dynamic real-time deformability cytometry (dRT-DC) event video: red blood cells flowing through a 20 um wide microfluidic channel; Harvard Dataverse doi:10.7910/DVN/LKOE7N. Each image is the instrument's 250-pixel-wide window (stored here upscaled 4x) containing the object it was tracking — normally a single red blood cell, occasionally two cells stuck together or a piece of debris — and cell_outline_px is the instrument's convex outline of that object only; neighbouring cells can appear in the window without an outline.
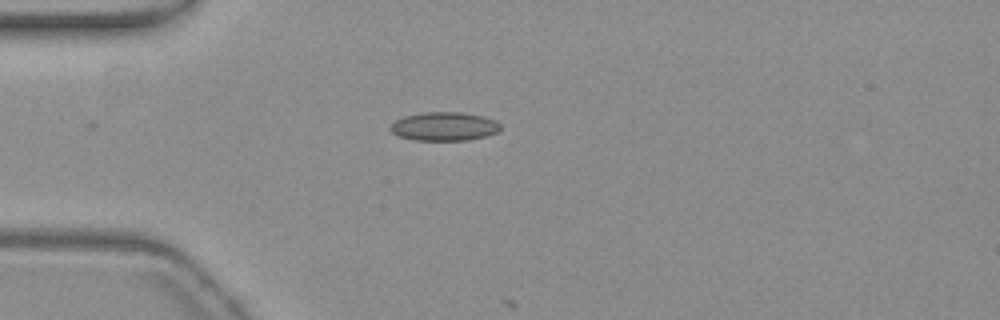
{"species": "common noctule bat (a hibernating species)", "species_latin": "Nyctalus noctula", "temperature_condition": "warm", "stored_images_in_passage": 2, "camera_frame_rate_fps": 3000, "um_per_image_px": 0.085, "animal": {"sex": "female", "body_mass_g": 19.3, "forearm_length_mm": 54.1}, "frame": {"image": 1, "passage_image": 1, "time_ms": 0.0, "image_size_px": [1000, 320], "cell_outline_px": [[500, 128], [496, 132], [484, 136], [468, 140], [416, 140], [400, 136], [392, 132], [388, 128], [396, 120], [404, 116], [424, 112], [460, 112], [484, 116], [496, 120], [500, 124]], "centroid_in_image_um": [37.76, 10.73], "position_along_channel_um": 47.2, "area_um2": 18.26}}